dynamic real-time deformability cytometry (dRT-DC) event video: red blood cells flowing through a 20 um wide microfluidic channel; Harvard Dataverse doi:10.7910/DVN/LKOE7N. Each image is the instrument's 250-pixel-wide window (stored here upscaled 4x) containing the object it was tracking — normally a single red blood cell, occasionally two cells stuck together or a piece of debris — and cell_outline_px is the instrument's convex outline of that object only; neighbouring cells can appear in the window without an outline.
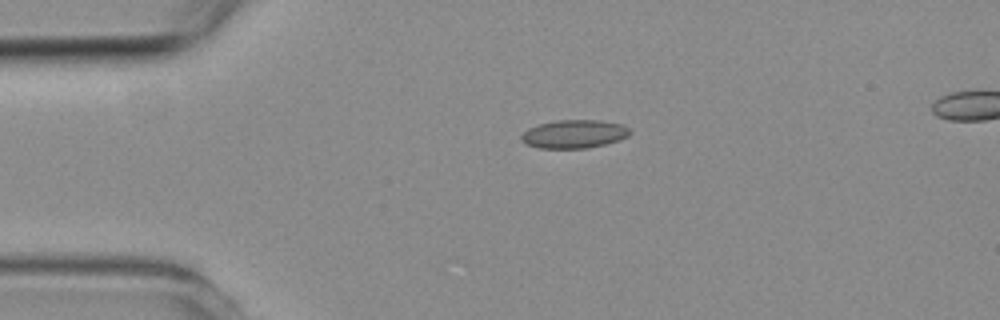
{"species": "common noctule bat (a hibernating species)", "species_latin": "Nyctalus noctula", "temperature_condition": "room temperature", "stored_images_in_passage": 4, "segment_of_instrument_passage": [1, 2], "camera_frame_rate_fps": 3000, "um_per_image_px": 0.085, "animal": {"sex": "female", "body_mass_g": 19.3, "forearm_length_mm": 54.1}, "frame": {"image": 1, "passage_image": 2, "time_ms": 1.333, "image_size_px": [1000, 320], "cell_outline_px": [[632, 132], [628, 136], [620, 140], [588, 148], [540, 148], [524, 144], [520, 140], [520, 136], [528, 128], [540, 124], [556, 120], [600, 120], [624, 124]], "centroid_in_image_um": [48.81, 11.39], "position_along_channel_um": 36.2, "area_um2": 18.09}}